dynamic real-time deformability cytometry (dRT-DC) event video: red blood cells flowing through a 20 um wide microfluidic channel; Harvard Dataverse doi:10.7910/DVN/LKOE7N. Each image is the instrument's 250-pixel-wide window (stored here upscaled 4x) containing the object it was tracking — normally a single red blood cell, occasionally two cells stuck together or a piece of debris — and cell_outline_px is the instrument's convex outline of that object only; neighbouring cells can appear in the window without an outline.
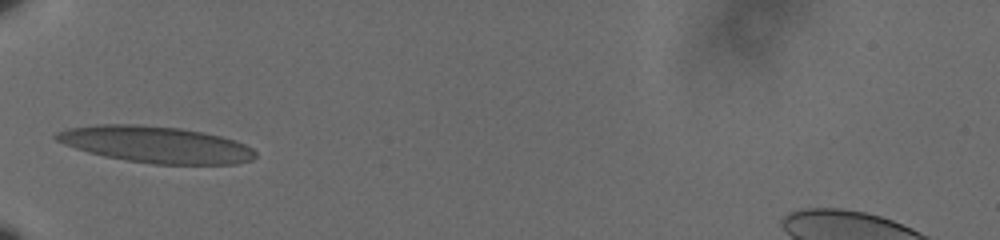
{"species": "human", "species_latin": "Homo sapiens", "temperature_condition": "cold", "stored_images_in_passage": 37, "camera_frame_rate_fps": 3000, "um_per_image_px": 0.085, "donor": {"sex": "male"}, "frame": {"image": 1, "passage_image": 1, "time_ms": 0.0, "image_size_px": [1000, 240], "cell_outline_px": [[256, 156], [252, 160], [236, 164], [152, 164], [104, 156], [88, 152], [64, 144], [56, 140], [52, 136], [56, 132], [68, 128], [96, 124], [136, 124], [180, 128], [204, 132], [236, 140], [252, 148], [256, 152]], "centroid_in_image_um": [13.25, 12.28], "position_along_channel_um": 71.8, "area_um2": 42.48}}
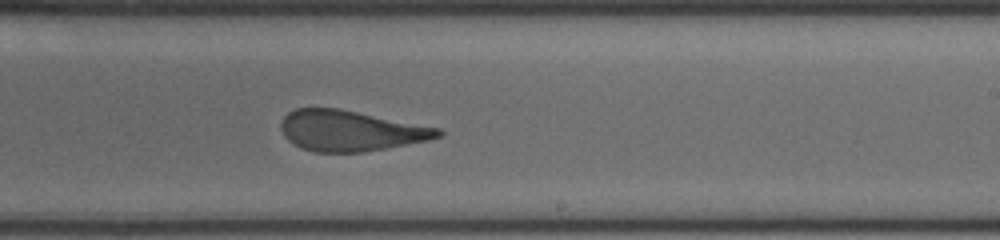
{"frame": {"image": 2, "passage_image": 17, "time_ms": 5.333, "image_size_px": [1000, 240], "cell_outline_px": [[444, 132], [440, 136], [428, 140], [384, 148], [360, 152], [316, 152], [300, 148], [292, 144], [284, 136], [280, 128], [280, 124], [284, 116], [288, 112], [296, 108], [340, 108], [440, 128]], "centroid_in_image_um": [29.75, 11.1], "position_along_channel_um": 259.2, "area_um2": 37.17}}
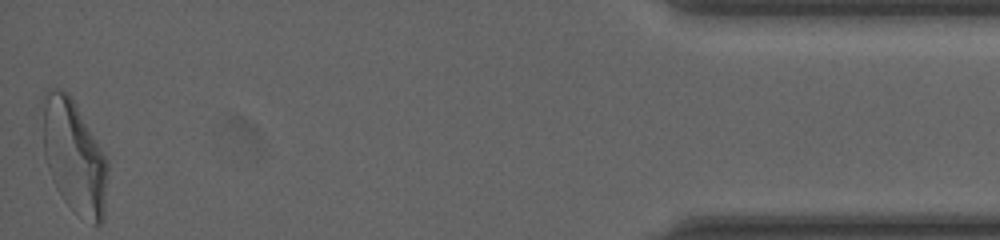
{"frame": {"image": 3, "passage_image": 37, "time_ms": 12.0, "image_size_px": [1000, 240], "cell_outline_px": [[108, 168], [104, 220], [100, 224], [92, 224], [76, 212], [64, 200], [56, 188], [52, 180], [44, 156], [40, 100], [48, 88], [60, 88], [68, 92], [76, 104], [108, 160]], "centroid_in_image_um": [6.27, 13.25], "position_along_channel_um": 428.9, "area_um2": 43.52}, "authors_computed_cell_mechanics": {"area_um2": 38.8416, "velocity_mm_per_s": 3.5963, "shape_relaxation_time_tau1_ms": 7.0524, "shape_relaxation_time_tau2_ms": 1.4036, "deformation_change_tau1": 0.2443, "deformation_change_tau2": 0.1126}}